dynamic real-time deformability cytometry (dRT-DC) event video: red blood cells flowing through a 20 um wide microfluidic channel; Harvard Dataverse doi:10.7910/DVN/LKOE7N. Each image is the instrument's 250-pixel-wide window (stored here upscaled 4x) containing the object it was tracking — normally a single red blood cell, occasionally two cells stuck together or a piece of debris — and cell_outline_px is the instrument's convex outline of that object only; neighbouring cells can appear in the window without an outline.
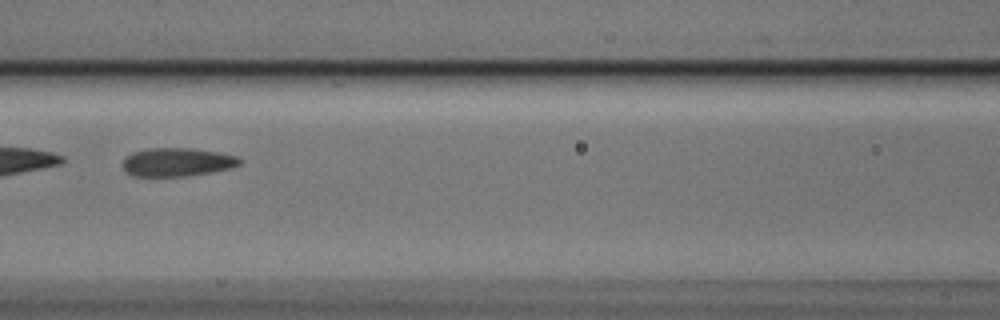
{"species": "Egyptian fruit bat (a non-hibernating species)", "species_latin": "Rousettus aegyptiacus", "temperature_condition": "cold", "stored_images_in_passage": 5, "camera_frame_rate_fps": 3000, "um_per_image_px": 0.085, "animal": {"sex": "male"}, "frame": {"image": 1, "passage_image": 3, "time_ms": 0.667, "image_size_px": [1000, 320], "cell_outline_px": [[244, 160], [240, 164], [232, 168], [212, 172], [188, 176], [132, 176], [124, 172], [124, 160], [132, 152], [148, 148], [192, 148], [240, 156]], "centroid_in_image_um": [15.11, 13.78], "position_along_channel_um": 151.5, "area_um2": 19.59}}
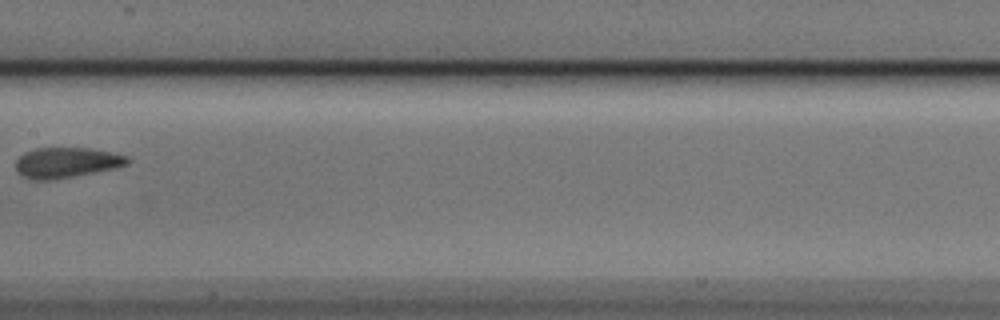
{"frame": {"image": 2, "passage_image": 4, "time_ms": 1.0, "image_size_px": [1000, 320], "cell_outline_px": [[132, 160], [128, 164], [116, 168], [96, 172], [52, 180], [32, 180], [20, 176], [16, 172], [16, 160], [24, 152], [36, 148], [88, 148], [128, 156]], "centroid_in_image_um": [5.63, 13.83], "position_along_channel_um": 201.8, "area_um2": 19.94}}
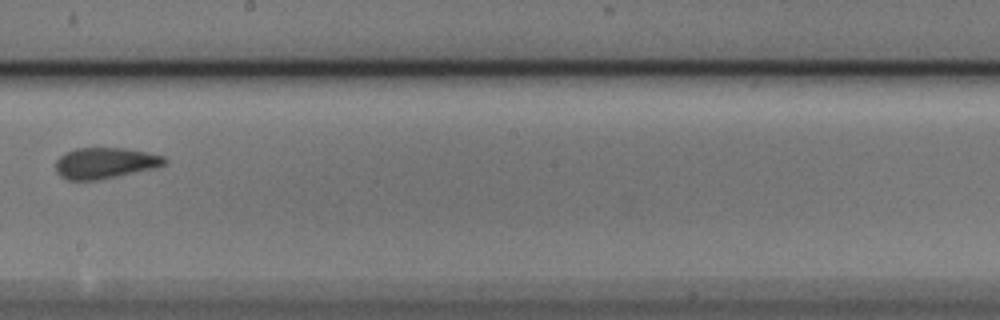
{"frame": {"image": 3, "passage_image": 5, "time_ms": 1.333, "image_size_px": [1000, 320], "cell_outline_px": [[168, 160], [164, 164], [156, 168], [96, 180], [68, 180], [60, 176], [56, 172], [56, 160], [64, 152], [76, 148], [124, 148], [148, 152], [164, 156]], "centroid_in_image_um": [8.92, 13.85], "position_along_channel_um": 239.3, "area_um2": 19.71}}